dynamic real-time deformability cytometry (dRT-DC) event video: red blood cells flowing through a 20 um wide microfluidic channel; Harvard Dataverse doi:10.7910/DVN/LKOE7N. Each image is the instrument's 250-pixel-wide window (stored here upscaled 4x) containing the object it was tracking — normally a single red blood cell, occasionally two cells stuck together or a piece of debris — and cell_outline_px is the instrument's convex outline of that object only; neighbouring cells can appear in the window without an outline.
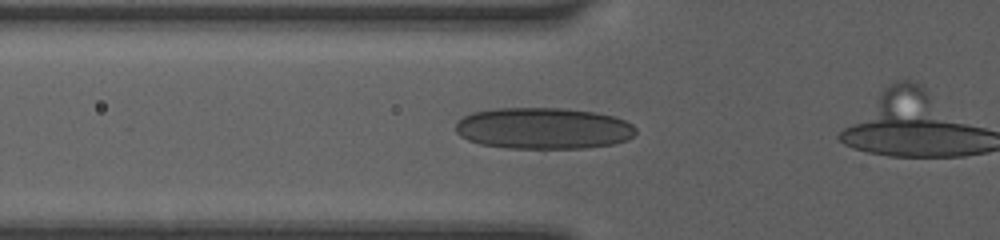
{"species": "human", "species_latin": "Homo sapiens", "temperature_condition": "room temperature", "stored_images_in_passage": 10, "segment_of_instrument_passage": [1, 2], "camera_frame_rate_fps": 3000, "um_per_image_px": 0.085, "donor": {"sex": "female"}, "frame": {"image": 1, "passage_image": 6, "time_ms": 4.0, "image_size_px": [1000, 240], "cell_outline_px": [[636, 132], [628, 140], [612, 144], [584, 148], [508, 148], [480, 144], [468, 140], [460, 136], [456, 132], [456, 124], [464, 116], [472, 112], [496, 108], [564, 108], [596, 112], [612, 116], [624, 120], [632, 124], [636, 128]], "centroid_in_image_um": [46.19, 10.9], "position_along_channel_um": 79.6, "area_um2": 43.58}}
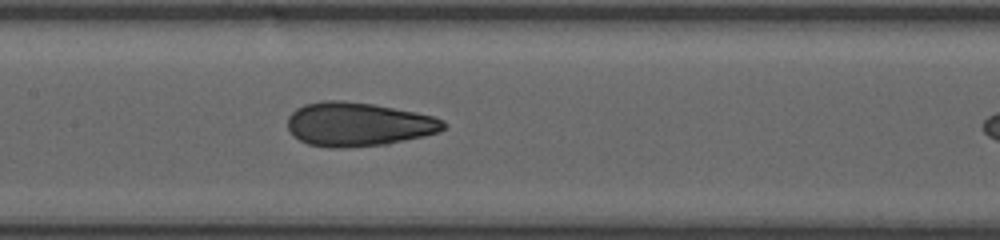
{"frame": {"image": 2, "passage_image": 9, "time_ms": 6.333, "image_size_px": [1000, 240], "cell_outline_px": [[448, 124], [440, 132], [424, 136], [388, 144], [344, 148], [332, 148], [308, 144], [292, 136], [288, 128], [288, 116], [296, 108], [304, 104], [324, 100], [340, 100], [372, 104], [416, 112], [432, 116], [444, 120]], "centroid_in_image_um": [30.45, 10.57], "position_along_channel_um": 177.0, "area_um2": 40.11}}